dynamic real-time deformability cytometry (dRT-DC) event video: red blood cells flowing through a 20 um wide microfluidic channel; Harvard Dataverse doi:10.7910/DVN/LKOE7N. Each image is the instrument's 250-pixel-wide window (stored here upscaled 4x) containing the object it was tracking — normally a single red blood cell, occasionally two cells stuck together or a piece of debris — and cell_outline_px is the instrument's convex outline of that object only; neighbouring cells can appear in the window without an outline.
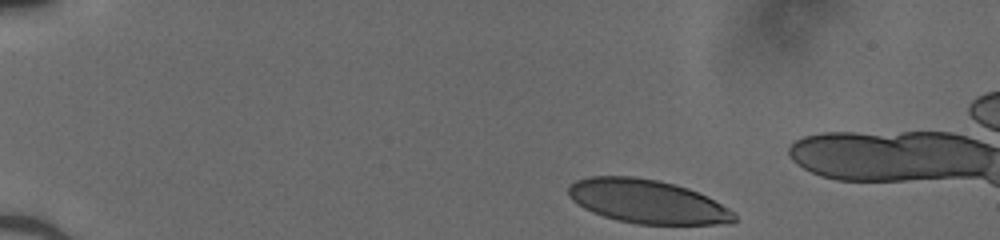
{"species": "human", "species_latin": "Homo sapiens", "temperature_condition": "cold", "stored_images_in_passage": 36, "camera_frame_rate_fps": 3000, "um_per_image_px": 0.085, "donor": {"sex": "male"}, "frame": {"image": 1, "passage_image": 1, "time_ms": 0.0, "image_size_px": [1000, 240], "cell_outline_px": [[736, 220], [732, 224], [636, 224], [616, 220], [592, 212], [584, 208], [572, 200], [568, 196], [568, 188], [576, 180], [588, 176], [632, 176], [656, 180], [688, 188], [728, 208], [736, 216]], "centroid_in_image_um": [54.98, 17.13], "position_along_channel_um": 30.0, "area_um2": 41.96}}
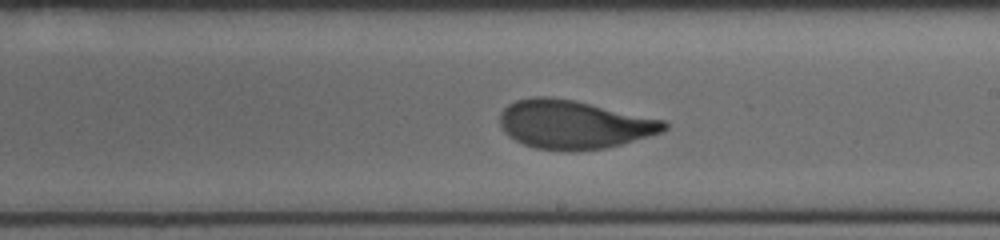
{"frame": {"image": 2, "passage_image": 23, "time_ms": 7.333, "image_size_px": [1000, 240], "cell_outline_px": [[668, 128], [664, 132], [620, 144], [604, 148], [572, 152], [568, 152], [536, 148], [524, 144], [508, 136], [504, 132], [500, 124], [500, 112], [508, 104], [516, 100], [536, 96], [548, 96], [572, 100], [664, 120], [668, 124]], "centroid_in_image_um": [48.75, 10.59], "position_along_channel_um": 240.2, "area_um2": 46.41}}
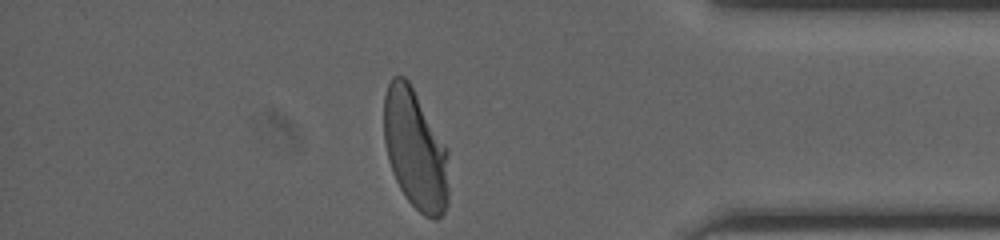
{"frame": {"image": 3, "passage_image": 36, "time_ms": 11.667, "image_size_px": [1000, 240], "cell_outline_px": [[448, 204], [444, 212], [436, 220], [432, 220], [424, 216], [404, 196], [392, 172], [388, 160], [384, 140], [384, 96], [388, 84], [392, 76], [404, 76], [408, 80], [448, 148]], "centroid_in_image_um": [35.3, 12.72], "position_along_channel_um": 399.9, "area_um2": 45.6}}